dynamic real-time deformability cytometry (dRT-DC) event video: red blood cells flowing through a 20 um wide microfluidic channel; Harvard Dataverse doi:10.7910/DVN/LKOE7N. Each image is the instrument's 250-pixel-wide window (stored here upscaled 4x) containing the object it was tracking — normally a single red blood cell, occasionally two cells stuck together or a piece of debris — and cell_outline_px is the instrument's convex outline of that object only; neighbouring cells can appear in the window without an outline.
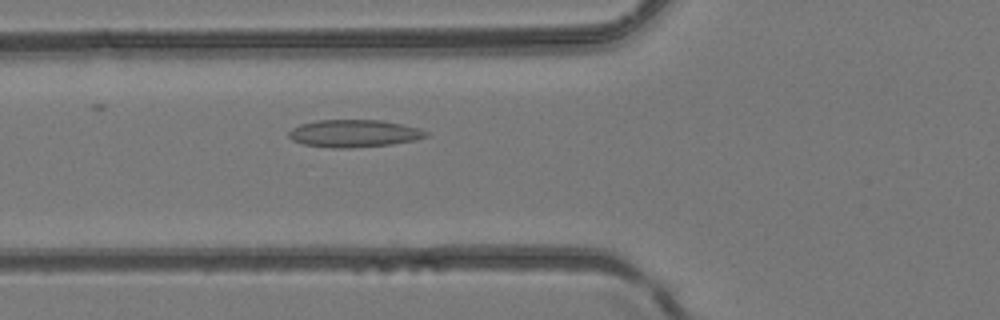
{"species": "common noctule bat (a hibernating species)", "species_latin": "Nyctalus noctula", "temperature_condition": "room temperature", "stored_images_in_passage": 46, "camera_frame_rate_fps": 3000, "um_per_image_px": 0.085, "animal": {"sex": "female", "body_mass_g": 24.6, "forearm_length_mm": 56.2}, "frame": {"image": 1, "passage_image": 16, "time_ms": 5.0, "image_size_px": [1000, 320], "cell_outline_px": [[428, 136], [416, 140], [392, 144], [352, 148], [332, 148], [304, 144], [292, 140], [288, 136], [288, 132], [292, 128], [300, 124], [316, 120], [380, 120], [420, 128], [428, 132]], "centroid_in_image_um": [30.09, 11.34], "position_along_channel_um": 95.7, "area_um2": 22.02}}
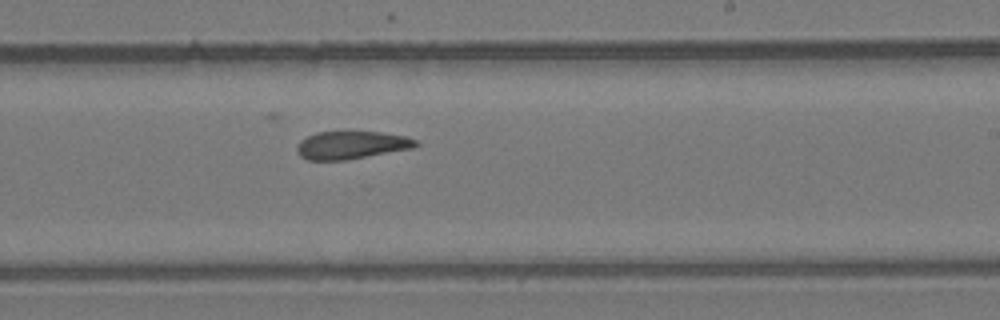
{"frame": {"image": 2, "passage_image": 27, "time_ms": 8.667, "image_size_px": [1000, 320], "cell_outline_px": [[420, 144], [412, 148], [344, 160], [308, 160], [300, 156], [296, 152], [296, 148], [300, 140], [316, 132], [380, 132], [408, 136], [416, 140]], "centroid_in_image_um": [29.85, 12.33], "position_along_channel_um": 259.1, "area_um2": 19.19}}
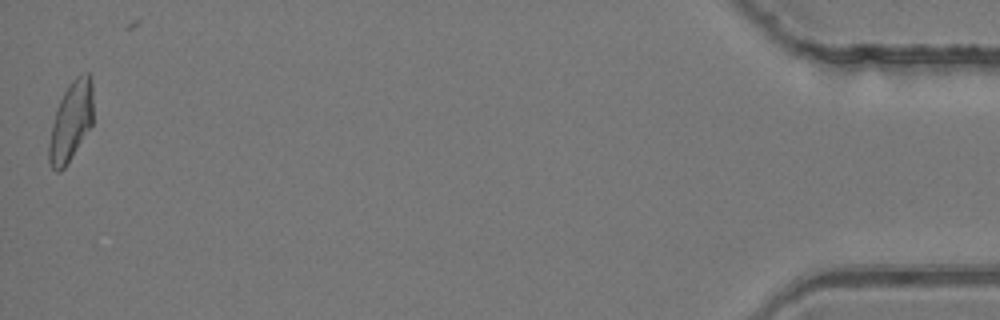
{"frame": {"image": 3, "passage_image": 45, "time_ms": 14.667, "image_size_px": [1000, 320], "cell_outline_px": [[92, 124], [64, 168], [60, 172], [56, 172], [52, 168], [48, 160], [48, 144], [52, 124], [56, 108], [68, 84], [80, 72], [88, 72], [92, 76]], "centroid_in_image_um": [6.02, 10.28], "position_along_channel_um": 429.2, "area_um2": 20.46}}